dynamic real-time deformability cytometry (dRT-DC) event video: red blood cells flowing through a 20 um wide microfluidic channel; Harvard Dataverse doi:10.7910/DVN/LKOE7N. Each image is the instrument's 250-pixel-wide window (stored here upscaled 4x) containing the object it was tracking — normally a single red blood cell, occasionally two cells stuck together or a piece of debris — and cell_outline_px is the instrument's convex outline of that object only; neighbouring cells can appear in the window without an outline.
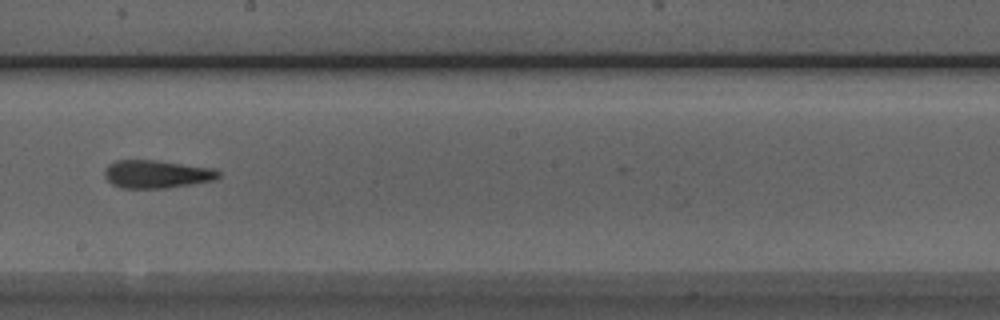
{"species": "Egyptian fruit bat (a non-hibernating species)", "species_latin": "Rousettus aegyptiacus", "temperature_condition": "room temperature", "stored_images_in_passage": 7, "camera_frame_rate_fps": 3000, "um_per_image_px": 0.085, "animal": {"sex": "male"}, "frame": {"image": 1, "passage_image": 7, "time_ms": 7.0, "image_size_px": [1000, 320], "cell_outline_px": [[220, 176], [216, 180], [168, 188], [120, 188], [112, 184], [104, 176], [104, 172], [108, 164], [116, 160], [156, 160], [216, 168], [220, 172]], "centroid_in_image_um": [13.34, 14.8], "position_along_channel_um": 234.9, "area_um2": 18.84}}